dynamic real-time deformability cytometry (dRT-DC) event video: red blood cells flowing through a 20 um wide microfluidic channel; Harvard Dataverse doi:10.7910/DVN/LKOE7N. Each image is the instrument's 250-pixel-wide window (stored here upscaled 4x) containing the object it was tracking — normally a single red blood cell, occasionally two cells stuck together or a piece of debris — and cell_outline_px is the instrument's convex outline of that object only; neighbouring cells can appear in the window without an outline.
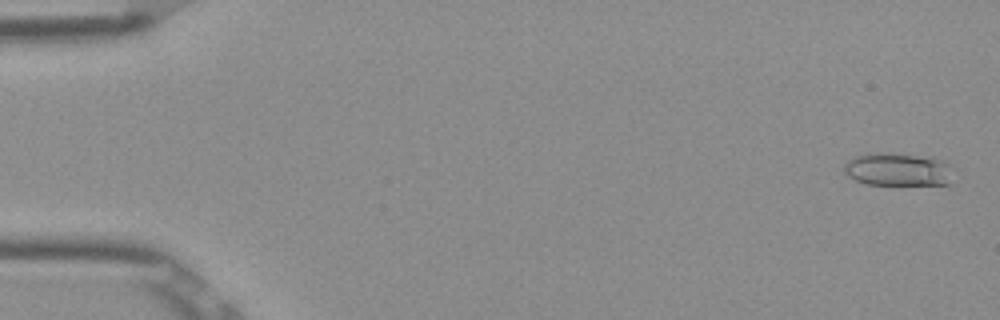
{"species": "Egyptian fruit bat (a non-hibernating species)", "species_latin": "Rousettus aegyptiacus", "temperature_condition": "room temperature", "stored_images_in_passage": 53, "camera_frame_rate_fps": 3000, "um_per_image_px": 0.085, "frame": {"image": 1, "passage_image": 2, "time_ms": 0.333, "image_size_px": [1000, 320], "cell_outline_px": [[948, 184], [868, 184], [856, 180], [848, 176], [844, 172], [844, 164], [848, 160], [856, 156], [868, 152], [888, 152], [932, 156], [948, 164]], "centroid_in_image_um": [76.23, 14.36], "position_along_channel_um": 8.8, "area_um2": 20.87}}
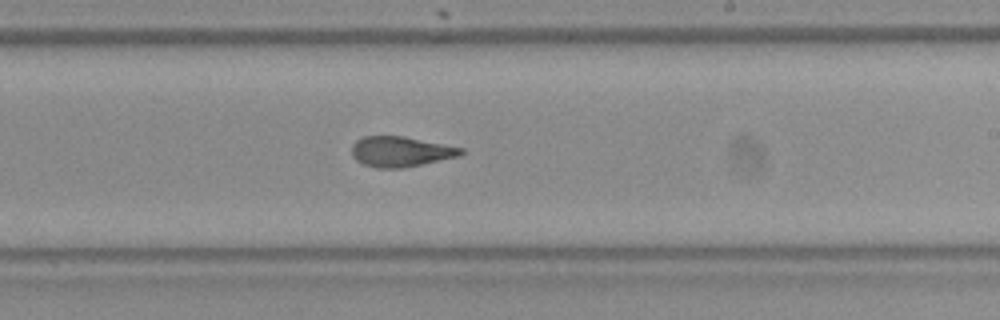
{"frame": {"image": 2, "passage_image": 32, "time_ms": 10.333, "image_size_px": [1000, 320], "cell_outline_px": [[464, 152], [460, 156], [404, 168], [376, 168], [364, 164], [356, 160], [352, 156], [352, 144], [356, 140], [364, 136], [404, 136], [464, 148]], "centroid_in_image_um": [34.06, 12.89], "position_along_channel_um": 254.9, "area_um2": 19.36}}
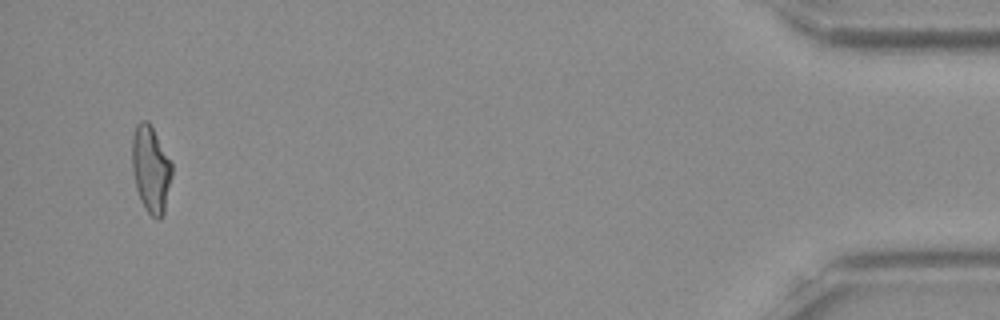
{"frame": {"image": 3, "passage_image": 51, "time_ms": 16.667, "image_size_px": [1000, 320], "cell_outline_px": [[172, 176], [164, 212], [160, 220], [156, 220], [148, 212], [140, 200], [136, 188], [132, 172], [132, 136], [136, 124], [140, 120], [148, 120], [172, 164]], "centroid_in_image_um": [12.8, 14.39], "position_along_channel_um": 422.4, "area_um2": 20.17}, "authors_computed_cell_mechanics": {"area_um2": 20.1144, "velocity_mm_per_s": 3.9069, "shape_relaxation_time_tau1_ms": null, "shape_relaxation_time_tau2_ms": 2.1694, "deformation_change_tau1": null, "deformation_change_tau2": 0.0974}}